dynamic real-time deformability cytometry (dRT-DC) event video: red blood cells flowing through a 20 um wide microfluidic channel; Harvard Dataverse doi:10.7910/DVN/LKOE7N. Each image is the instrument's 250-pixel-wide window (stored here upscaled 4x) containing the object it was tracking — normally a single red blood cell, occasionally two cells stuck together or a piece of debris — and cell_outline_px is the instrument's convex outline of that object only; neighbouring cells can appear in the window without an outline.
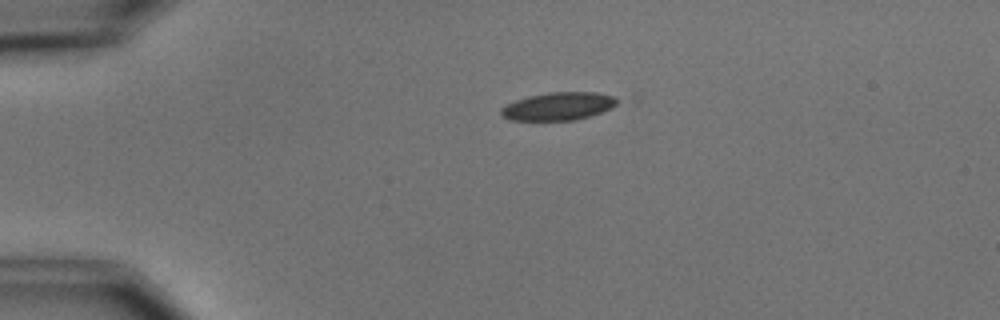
{"species": "common noctule bat (a hibernating species)", "species_latin": "Nyctalus noctula", "temperature_condition": "cold", "stored_images_in_passage": 2, "camera_frame_rate_fps": 3000, "um_per_image_px": 0.085, "animal": {"sex": "male", "body_mass_g": 15.6}, "frame": {"image": 1, "passage_image": 1, "time_ms": 0.0, "image_size_px": [1000, 320], "cell_outline_px": [[616, 104], [612, 108], [576, 120], [508, 120], [500, 112], [500, 108], [516, 100], [528, 96], [548, 92], [596, 92], [612, 96], [616, 100]], "centroid_in_image_um": [47.43, 9.03], "position_along_channel_um": 37.6, "area_um2": 18.67}}